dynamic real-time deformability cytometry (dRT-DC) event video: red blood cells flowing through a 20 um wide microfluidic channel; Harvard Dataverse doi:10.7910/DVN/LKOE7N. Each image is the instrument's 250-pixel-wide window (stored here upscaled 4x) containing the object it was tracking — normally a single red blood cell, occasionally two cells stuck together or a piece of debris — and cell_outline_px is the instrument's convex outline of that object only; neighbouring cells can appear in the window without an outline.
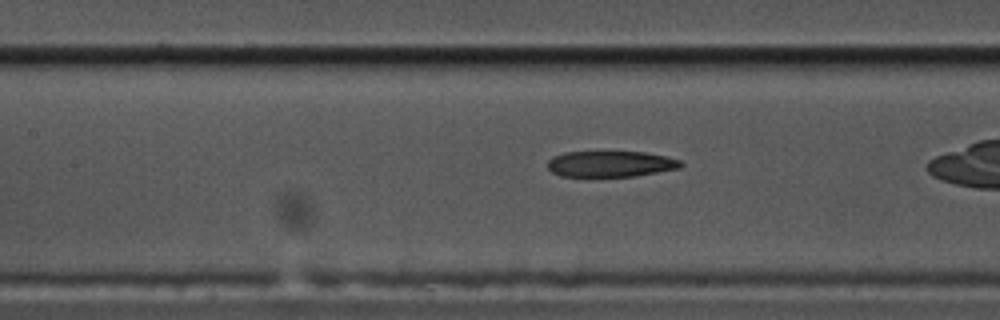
{"species": "common noctule bat (a hibernating species)", "species_latin": "Nyctalus noctula", "temperature_condition": "cold", "stored_images_in_passage": 37, "camera_frame_rate_fps": 3000, "um_per_image_px": 0.085, "animal": {"sex": "male", "body_mass_g": 17.5, "forearm_length_mm": 52.3}, "frame": {"image": 1, "passage_image": 19, "time_ms": 6.0, "image_size_px": [1000, 320], "cell_outline_px": [[684, 164], [680, 168], [636, 176], [560, 176], [552, 172], [548, 168], [548, 160], [552, 156], [564, 152], [644, 152], [664, 156], [680, 160]], "centroid_in_image_um": [51.89, 13.93], "position_along_channel_um": 155.5, "area_um2": 20.11}}
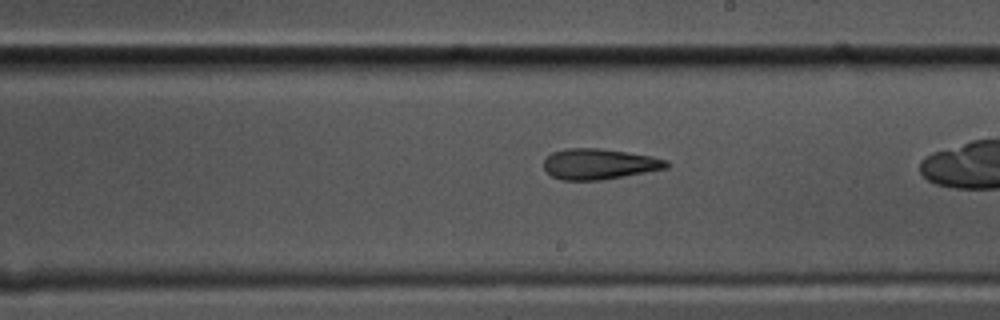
{"frame": {"image": 2, "passage_image": 26, "time_ms": 8.333, "image_size_px": [1000, 320], "cell_outline_px": [[672, 164], [668, 168], [624, 176], [600, 180], [560, 180], [552, 176], [544, 168], [544, 160], [552, 152], [568, 148], [600, 148], [628, 152], [652, 156], [668, 160]], "centroid_in_image_um": [50.97, 13.94], "position_along_channel_um": 238.0, "area_um2": 22.02}}